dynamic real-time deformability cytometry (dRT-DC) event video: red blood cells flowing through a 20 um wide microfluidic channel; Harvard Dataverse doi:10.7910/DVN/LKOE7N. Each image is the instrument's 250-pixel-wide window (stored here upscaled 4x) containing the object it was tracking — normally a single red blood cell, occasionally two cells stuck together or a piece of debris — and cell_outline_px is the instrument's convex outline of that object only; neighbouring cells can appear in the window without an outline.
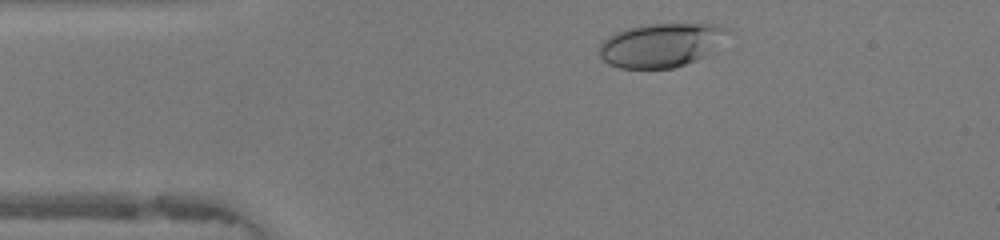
{"species": "human", "species_latin": "Homo sapiens", "temperature_condition": "warm", "stored_images_in_passage": 33, "camera_frame_rate_fps": 3000, "um_per_image_px": 0.085, "donor": {"sex": "female"}, "frame": {"image": 1, "passage_image": 3, "time_ms": 0.667, "image_size_px": [1000, 240], "cell_outline_px": [[728, 32], [716, 52], [696, 60], [672, 68], [620, 68], [608, 64], [600, 56], [600, 44], [608, 36], [624, 28], [640, 24], [716, 24], [728, 28]], "centroid_in_image_um": [56.21, 3.82], "position_along_channel_um": 28.8, "area_um2": 33.12}}
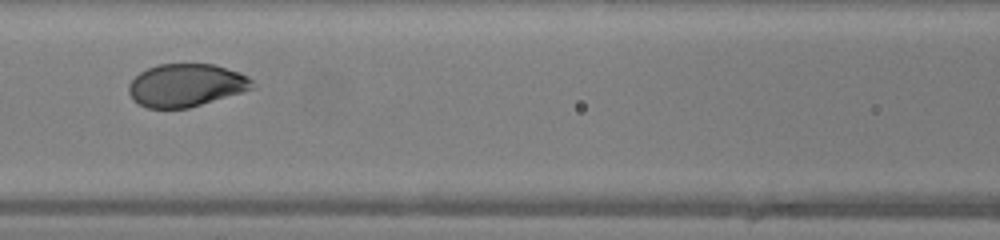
{"frame": {"image": 2, "passage_image": 15, "time_ms": 4.667, "image_size_px": [1000, 240], "cell_outline_px": [[256, 88], [188, 108], [148, 108], [132, 100], [128, 92], [128, 84], [140, 72], [148, 68], [160, 64], [216, 64], [240, 72], [248, 76], [252, 80]], "centroid_in_image_um": [15.83, 7.24], "position_along_channel_um": 150.8, "area_um2": 30.98}}
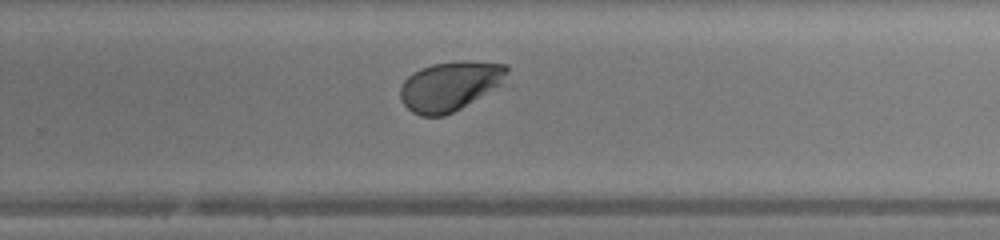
{"frame": {"image": 3, "passage_image": 25, "time_ms": 8.0, "image_size_px": [1000, 240], "cell_outline_px": [[508, 72], [500, 84], [460, 108], [444, 116], [420, 116], [412, 112], [400, 100], [400, 88], [404, 80], [412, 72], [420, 68], [432, 64], [456, 60], [468, 60], [508, 64]], "centroid_in_image_um": [38.2, 7.28], "position_along_channel_um": 291.6, "area_um2": 30.63}, "authors_computed_cell_mechanics": {"area_um2": 31.6744, "velocity_mm_per_s": 4.2339, "shape_relaxation_time_tau1_ms": 2.0644, "shape_relaxation_time_tau2_ms": null, "deformation_change_tau1": 0.1229, "deformation_change_tau2": null}}